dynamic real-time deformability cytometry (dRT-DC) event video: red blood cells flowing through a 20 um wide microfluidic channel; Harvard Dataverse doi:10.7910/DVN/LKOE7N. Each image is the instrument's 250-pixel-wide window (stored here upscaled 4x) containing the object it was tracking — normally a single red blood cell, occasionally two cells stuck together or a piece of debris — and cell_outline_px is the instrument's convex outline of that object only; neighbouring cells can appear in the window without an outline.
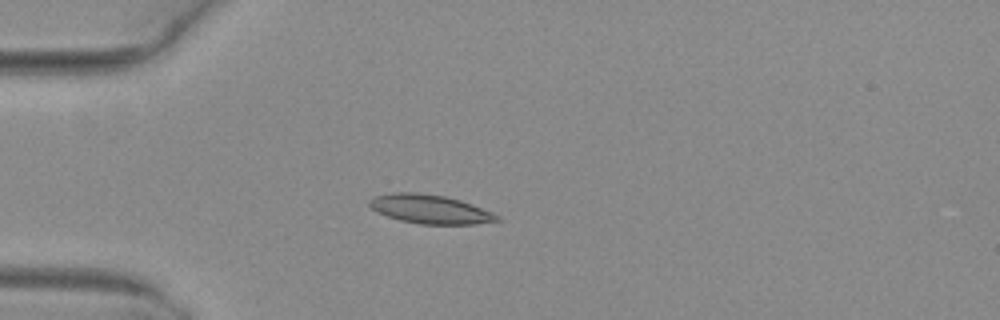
{"species": "common noctule bat (a hibernating species)", "species_latin": "Nyctalus noctula", "temperature_condition": "warm", "stored_images_in_passage": 5, "camera_frame_rate_fps": 3000, "um_per_image_px": 0.085, "animal": {"sex": "female", "body_mass_g": 29.2, "forearm_length_mm": 56.3}, "frame": {"image": 1, "passage_image": 5, "time_ms": 1.333, "image_size_px": [1000, 320], "cell_outline_px": [[500, 220], [476, 224], [420, 224], [400, 220], [388, 216], [372, 208], [368, 204], [368, 200], [372, 196], [392, 192], [416, 192], [444, 196], [460, 200], [472, 204], [492, 212], [500, 216]], "centroid_in_image_um": [36.54, 17.77], "position_along_channel_um": 48.5, "area_um2": 21.44}}